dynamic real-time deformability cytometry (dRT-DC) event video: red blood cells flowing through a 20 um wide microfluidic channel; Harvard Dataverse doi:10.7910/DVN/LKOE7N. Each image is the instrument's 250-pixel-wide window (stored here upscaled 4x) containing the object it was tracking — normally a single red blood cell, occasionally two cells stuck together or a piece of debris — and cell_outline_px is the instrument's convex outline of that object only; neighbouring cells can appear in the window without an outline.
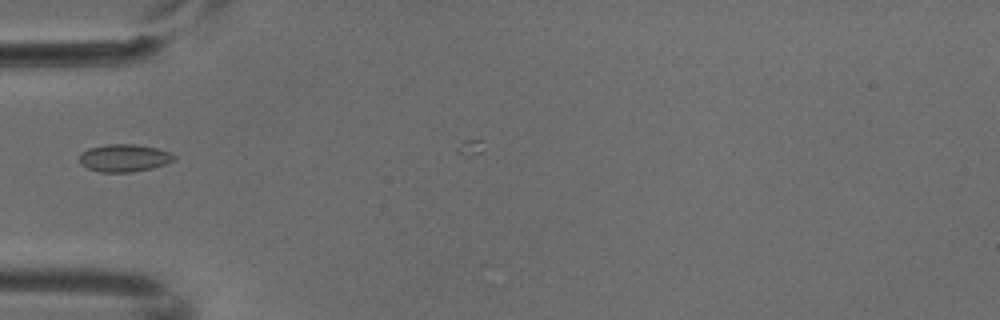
{"species": "common noctule bat (a hibernating species)", "species_latin": "Nyctalus noctula", "temperature_condition": "cold", "stored_images_in_passage": 4, "camera_frame_rate_fps": 3000, "um_per_image_px": 0.085, "animal": {"sex": "male", "body_mass_g": 18.8}, "frame": {"image": 1, "passage_image": 3, "time_ms": 0.667, "image_size_px": [1000, 320], "cell_outline_px": [[176, 160], [152, 168], [132, 172], [100, 172], [88, 168], [80, 164], [80, 152], [88, 148], [104, 144], [136, 144], [156, 148], [172, 152], [176, 156]], "centroid_in_image_um": [10.56, 13.42], "position_along_channel_um": 74.4, "area_um2": 15.37}}